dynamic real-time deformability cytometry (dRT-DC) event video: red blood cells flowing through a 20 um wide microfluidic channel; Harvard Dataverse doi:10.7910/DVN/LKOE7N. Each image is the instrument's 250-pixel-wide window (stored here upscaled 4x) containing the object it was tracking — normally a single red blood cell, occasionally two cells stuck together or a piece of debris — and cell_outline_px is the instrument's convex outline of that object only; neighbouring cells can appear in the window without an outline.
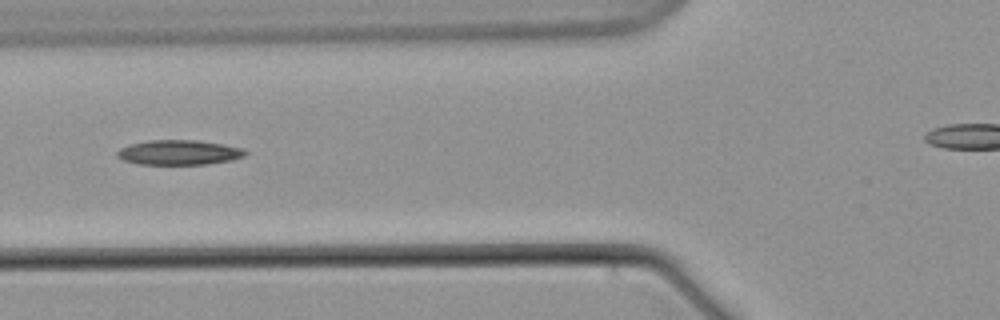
{"species": "common noctule bat (a hibernating species)", "species_latin": "Nyctalus noctula", "temperature_condition": "warm", "stored_images_in_passage": 6, "camera_frame_rate_fps": 3000, "um_per_image_px": 0.085, "animal": {"sex": "male", "body_mass_g": 21.5, "forearm_length_mm": 52.0}, "frame": {"image": 1, "passage_image": 5, "time_ms": 5.0, "image_size_px": [1000, 320], "cell_outline_px": [[248, 152], [244, 156], [232, 160], [208, 164], [136, 164], [124, 160], [116, 156], [116, 152], [120, 148], [132, 144], [148, 140], [200, 140], [224, 144], [244, 148]], "centroid_in_image_um": [15.24, 12.95], "position_along_channel_um": 110.6, "area_um2": 18.67}}
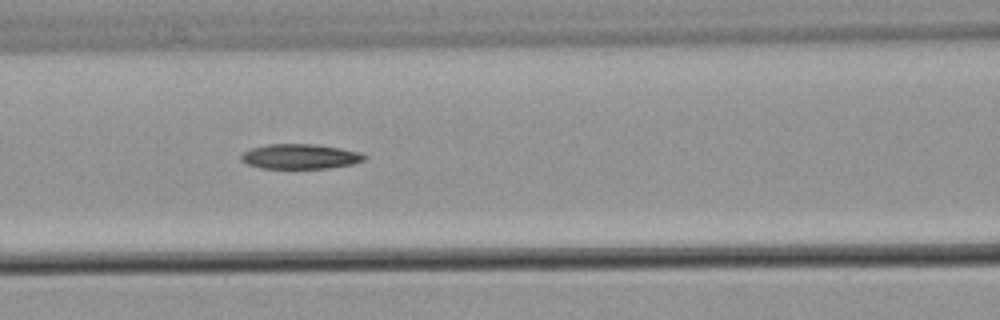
{"frame": {"image": 2, "passage_image": 6, "time_ms": 6.0, "image_size_px": [1000, 320], "cell_outline_px": [[368, 156], [364, 160], [352, 164], [328, 168], [260, 168], [248, 164], [240, 160], [240, 156], [244, 152], [252, 148], [268, 144], [312, 144], [340, 148], [360, 152]], "centroid_in_image_um": [25.51, 13.3], "position_along_channel_um": 141.1, "area_um2": 17.8}}